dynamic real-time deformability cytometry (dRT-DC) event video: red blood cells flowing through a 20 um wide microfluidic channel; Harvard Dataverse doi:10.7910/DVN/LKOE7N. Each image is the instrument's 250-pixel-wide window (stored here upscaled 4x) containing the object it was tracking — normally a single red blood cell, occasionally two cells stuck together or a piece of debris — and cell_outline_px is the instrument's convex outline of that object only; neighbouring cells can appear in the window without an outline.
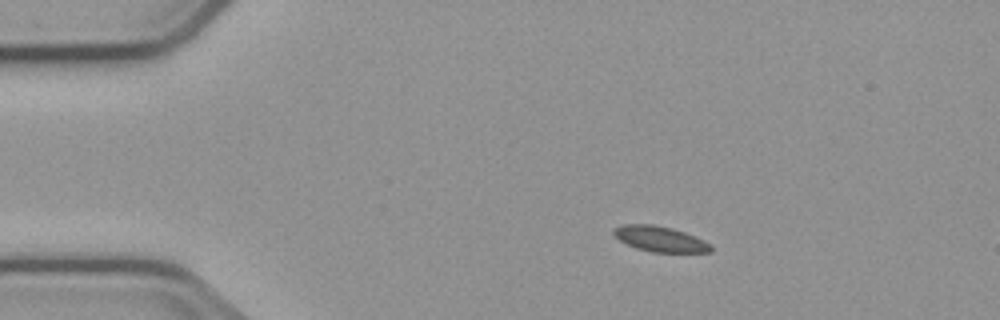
{"species": "common noctule bat (a hibernating species)", "species_latin": "Nyctalus noctula", "temperature_condition": "cold", "stored_images_in_passage": 7, "camera_frame_rate_fps": 3000, "um_per_image_px": 0.085, "animal": {"sex": "male", "body_mass_g": 23.1, "forearm_length_mm": 52.7}, "frame": {"image": 1, "passage_image": 1, "time_ms": 0.0, "image_size_px": [1000, 320], "cell_outline_px": [[712, 252], [652, 252], [636, 248], [620, 240], [612, 232], [612, 228], [624, 224], [652, 224], [672, 228], [684, 232], [704, 240], [712, 244]], "centroid_in_image_um": [56.11, 20.31], "position_along_channel_um": 28.9, "area_um2": 14.39}}